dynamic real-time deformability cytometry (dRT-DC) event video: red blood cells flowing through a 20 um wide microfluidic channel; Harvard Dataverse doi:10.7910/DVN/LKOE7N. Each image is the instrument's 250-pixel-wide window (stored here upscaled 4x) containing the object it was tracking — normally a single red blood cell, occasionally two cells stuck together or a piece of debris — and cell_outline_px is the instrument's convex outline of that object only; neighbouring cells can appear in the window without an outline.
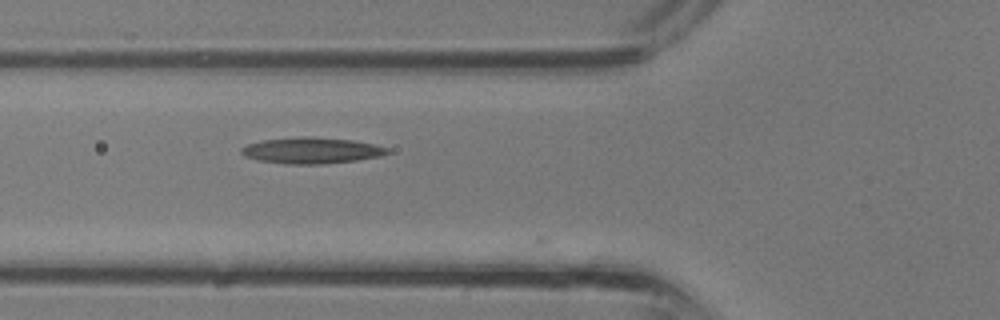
{"species": "common noctule bat (a hibernating species)", "species_latin": "Nyctalus noctula", "temperature_condition": "room temperature", "stored_images_in_passage": 24, "camera_frame_rate_fps": 3000, "um_per_image_px": 0.085, "animal": {"sex": "male", "body_mass_g": 13.3}, "frame": {"image": 1, "passage_image": 5, "time_ms": 1.333, "image_size_px": [1000, 320], "cell_outline_px": [[388, 152], [380, 156], [356, 160], [320, 164], [284, 164], [256, 160], [244, 156], [240, 152], [240, 148], [248, 144], [264, 140], [300, 136], [312, 136], [352, 140], [376, 144], [388, 148]], "centroid_in_image_um": [26.44, 12.79], "position_along_channel_um": 99.4, "area_um2": 22.31}}
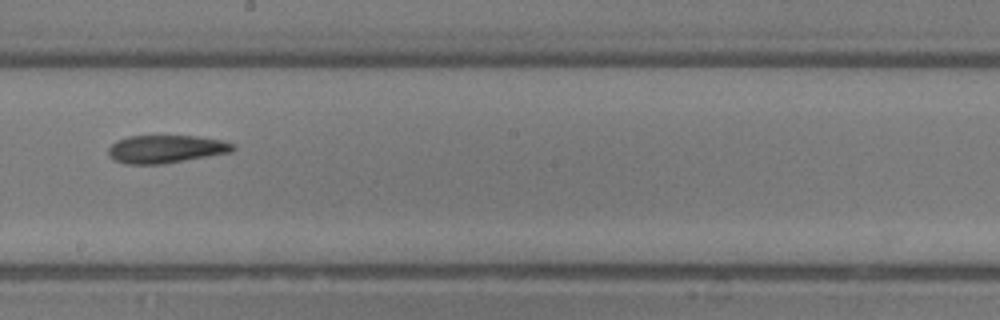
{"frame": {"image": 2, "passage_image": 12, "time_ms": 3.667, "image_size_px": [1000, 320], "cell_outline_px": [[236, 148], [232, 152], [160, 164], [124, 164], [116, 160], [108, 152], [108, 148], [116, 140], [128, 136], [196, 136], [224, 140], [236, 144]], "centroid_in_image_um": [14.14, 12.66], "position_along_channel_um": 234.1, "area_um2": 20.23}}
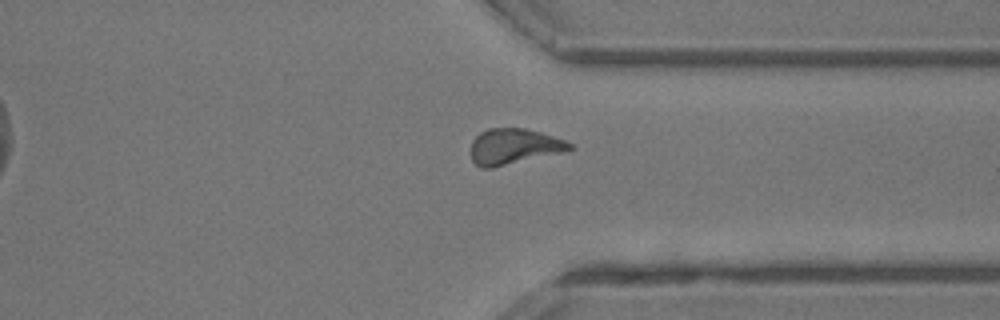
{"frame": {"image": 3, "passage_image": 19, "time_ms": 6.0, "image_size_px": [1000, 320], "cell_outline_px": [[572, 148], [568, 152], [492, 168], [480, 168], [472, 160], [472, 140], [480, 132], [488, 128], [524, 128], [540, 132], [564, 140], [572, 144]], "centroid_in_image_um": [43.7, 12.46], "position_along_channel_um": 367.7, "area_um2": 20.75}}